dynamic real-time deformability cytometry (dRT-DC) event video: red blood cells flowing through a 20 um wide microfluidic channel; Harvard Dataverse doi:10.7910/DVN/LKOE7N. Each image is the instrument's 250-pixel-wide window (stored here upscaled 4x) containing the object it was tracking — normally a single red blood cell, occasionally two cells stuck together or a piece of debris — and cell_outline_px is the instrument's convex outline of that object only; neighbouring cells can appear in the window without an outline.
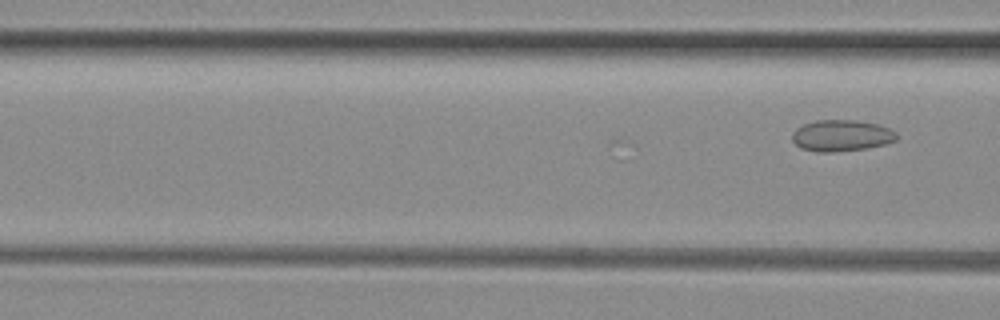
{"species": "common noctule bat (a hibernating species)", "species_latin": "Nyctalus noctula", "temperature_condition": "room temperature", "stored_images_in_passage": 5, "camera_frame_rate_fps": 3000, "um_per_image_px": 0.085, "animal": {"sex": "female", "body_mass_g": 29.2, "forearm_length_mm": 56.3}, "frame": {"image": 1, "passage_image": 5, "time_ms": 1.333, "image_size_px": [1000, 320], "cell_outline_px": [[896, 140], [884, 144], [868, 148], [832, 152], [816, 152], [800, 148], [792, 140], [792, 132], [796, 128], [804, 124], [816, 120], [856, 120], [876, 124], [888, 128], [896, 132]], "centroid_in_image_um": [71.49, 11.53], "position_along_channel_um": 95.1, "area_um2": 19.07}}